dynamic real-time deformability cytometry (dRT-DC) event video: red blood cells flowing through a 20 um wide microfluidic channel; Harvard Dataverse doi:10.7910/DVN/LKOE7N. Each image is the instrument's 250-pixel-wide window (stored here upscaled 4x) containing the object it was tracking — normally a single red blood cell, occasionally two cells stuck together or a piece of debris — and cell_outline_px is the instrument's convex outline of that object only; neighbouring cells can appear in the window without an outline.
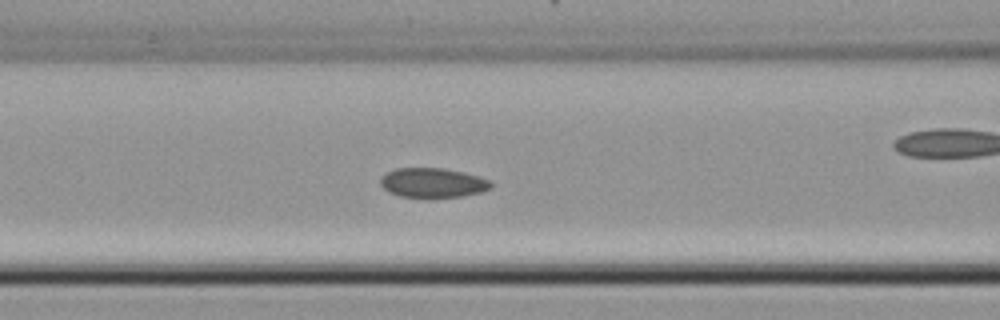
{"species": "common noctule bat (a hibernating species)", "species_latin": "Nyctalus noctula", "temperature_condition": "cold", "stored_images_in_passage": 51, "camera_frame_rate_fps": 3000, "um_per_image_px": 0.085, "animal": {"sex": "female", "body_mass_g": 22.7, "forearm_length_mm": 54.2}, "frame": {"image": 1, "passage_image": 22, "time_ms": 7.0, "image_size_px": [1000, 320], "cell_outline_px": [[492, 188], [480, 192], [460, 196], [428, 200], [400, 196], [388, 192], [380, 184], [380, 176], [396, 168], [444, 168], [464, 172], [480, 176], [488, 180], [492, 184]], "centroid_in_image_um": [36.76, 15.56], "position_along_channel_um": 129.8, "area_um2": 19.65}}
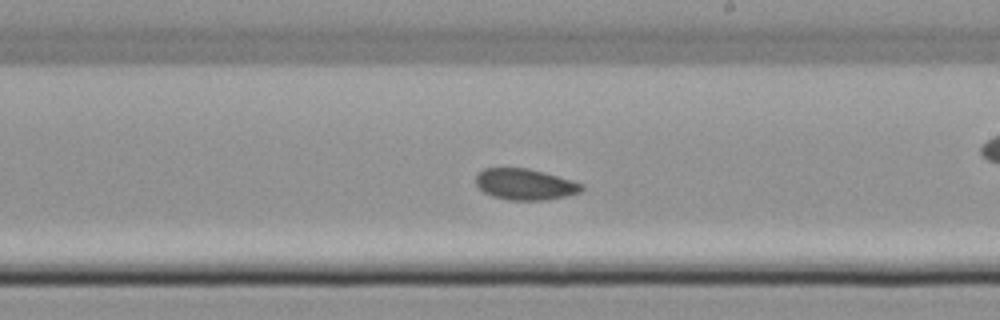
{"frame": {"image": 2, "passage_image": 30, "time_ms": 9.667, "image_size_px": [1000, 320], "cell_outline_px": [[584, 188], [580, 192], [564, 196], [544, 200], [508, 200], [492, 196], [484, 192], [476, 184], [476, 172], [484, 168], [528, 168], [544, 172], [572, 180], [584, 184]], "centroid_in_image_um": [44.61, 15.66], "position_along_channel_um": 244.4, "area_um2": 19.25}}
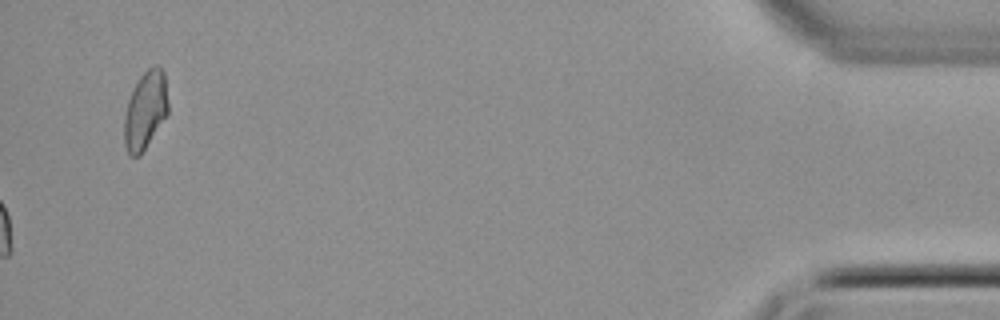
{"frame": {"image": 3, "passage_image": 51, "time_ms": 16.667, "image_size_px": [1000, 320], "cell_outline_px": [[168, 112], [140, 156], [128, 156], [124, 144], [124, 116], [128, 100], [140, 76], [152, 64], [156, 64], [164, 72], [168, 104]], "centroid_in_image_um": [12.34, 9.38], "position_along_channel_um": 422.9, "area_um2": 19.83}}